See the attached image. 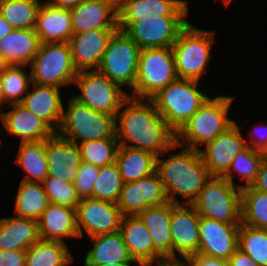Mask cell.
Instances as JSON below:
<instances>
[{"label": "cell", "mask_w": 267, "mask_h": 266, "mask_svg": "<svg viewBox=\"0 0 267 266\" xmlns=\"http://www.w3.org/2000/svg\"><path fill=\"white\" fill-rule=\"evenodd\" d=\"M40 239L38 220L31 218L0 219V250H27Z\"/></svg>", "instance_id": "obj_29"}, {"label": "cell", "mask_w": 267, "mask_h": 266, "mask_svg": "<svg viewBox=\"0 0 267 266\" xmlns=\"http://www.w3.org/2000/svg\"><path fill=\"white\" fill-rule=\"evenodd\" d=\"M197 84L198 81L177 79L150 98L176 133L209 99L197 90Z\"/></svg>", "instance_id": "obj_4"}, {"label": "cell", "mask_w": 267, "mask_h": 266, "mask_svg": "<svg viewBox=\"0 0 267 266\" xmlns=\"http://www.w3.org/2000/svg\"><path fill=\"white\" fill-rule=\"evenodd\" d=\"M183 205L171 203L169 230L173 240V261H184L199 250L200 216L192 204ZM176 252L182 258L178 259Z\"/></svg>", "instance_id": "obj_15"}, {"label": "cell", "mask_w": 267, "mask_h": 266, "mask_svg": "<svg viewBox=\"0 0 267 266\" xmlns=\"http://www.w3.org/2000/svg\"><path fill=\"white\" fill-rule=\"evenodd\" d=\"M49 203L77 208L80 202L73 182L47 176L42 182Z\"/></svg>", "instance_id": "obj_42"}, {"label": "cell", "mask_w": 267, "mask_h": 266, "mask_svg": "<svg viewBox=\"0 0 267 266\" xmlns=\"http://www.w3.org/2000/svg\"><path fill=\"white\" fill-rule=\"evenodd\" d=\"M9 66V64L5 61V59L0 55V75L3 71Z\"/></svg>", "instance_id": "obj_54"}, {"label": "cell", "mask_w": 267, "mask_h": 266, "mask_svg": "<svg viewBox=\"0 0 267 266\" xmlns=\"http://www.w3.org/2000/svg\"><path fill=\"white\" fill-rule=\"evenodd\" d=\"M229 266H258V264L241 249H237L228 259Z\"/></svg>", "instance_id": "obj_47"}, {"label": "cell", "mask_w": 267, "mask_h": 266, "mask_svg": "<svg viewBox=\"0 0 267 266\" xmlns=\"http://www.w3.org/2000/svg\"><path fill=\"white\" fill-rule=\"evenodd\" d=\"M138 216L150 232L154 248L167 261H173V240L169 230L171 202L149 207Z\"/></svg>", "instance_id": "obj_28"}, {"label": "cell", "mask_w": 267, "mask_h": 266, "mask_svg": "<svg viewBox=\"0 0 267 266\" xmlns=\"http://www.w3.org/2000/svg\"><path fill=\"white\" fill-rule=\"evenodd\" d=\"M72 261L67 245L60 241L39 239L26 250V266H65Z\"/></svg>", "instance_id": "obj_34"}, {"label": "cell", "mask_w": 267, "mask_h": 266, "mask_svg": "<svg viewBox=\"0 0 267 266\" xmlns=\"http://www.w3.org/2000/svg\"><path fill=\"white\" fill-rule=\"evenodd\" d=\"M13 27L0 15V40L9 35Z\"/></svg>", "instance_id": "obj_50"}, {"label": "cell", "mask_w": 267, "mask_h": 266, "mask_svg": "<svg viewBox=\"0 0 267 266\" xmlns=\"http://www.w3.org/2000/svg\"><path fill=\"white\" fill-rule=\"evenodd\" d=\"M123 185L124 182L115 162L100 167L99 174L94 183L92 198L117 203Z\"/></svg>", "instance_id": "obj_38"}, {"label": "cell", "mask_w": 267, "mask_h": 266, "mask_svg": "<svg viewBox=\"0 0 267 266\" xmlns=\"http://www.w3.org/2000/svg\"><path fill=\"white\" fill-rule=\"evenodd\" d=\"M45 152L48 162V175L63 181L74 182L82 163L78 144L54 133L45 140Z\"/></svg>", "instance_id": "obj_19"}, {"label": "cell", "mask_w": 267, "mask_h": 266, "mask_svg": "<svg viewBox=\"0 0 267 266\" xmlns=\"http://www.w3.org/2000/svg\"><path fill=\"white\" fill-rule=\"evenodd\" d=\"M40 5L39 0H0V15L13 29H33Z\"/></svg>", "instance_id": "obj_36"}, {"label": "cell", "mask_w": 267, "mask_h": 266, "mask_svg": "<svg viewBox=\"0 0 267 266\" xmlns=\"http://www.w3.org/2000/svg\"><path fill=\"white\" fill-rule=\"evenodd\" d=\"M158 173L142 177L123 185L117 206L123 216H137L145 209L168 203Z\"/></svg>", "instance_id": "obj_14"}, {"label": "cell", "mask_w": 267, "mask_h": 266, "mask_svg": "<svg viewBox=\"0 0 267 266\" xmlns=\"http://www.w3.org/2000/svg\"><path fill=\"white\" fill-rule=\"evenodd\" d=\"M31 81L37 85L60 87L73 83L77 76L68 42L40 43L30 63Z\"/></svg>", "instance_id": "obj_9"}, {"label": "cell", "mask_w": 267, "mask_h": 266, "mask_svg": "<svg viewBox=\"0 0 267 266\" xmlns=\"http://www.w3.org/2000/svg\"><path fill=\"white\" fill-rule=\"evenodd\" d=\"M235 122L231 127L208 142L206 149H199L201 157L212 177H223L229 170L237 153L245 150L248 145Z\"/></svg>", "instance_id": "obj_16"}, {"label": "cell", "mask_w": 267, "mask_h": 266, "mask_svg": "<svg viewBox=\"0 0 267 266\" xmlns=\"http://www.w3.org/2000/svg\"><path fill=\"white\" fill-rule=\"evenodd\" d=\"M224 1V3L227 5V4H229L232 0H223Z\"/></svg>", "instance_id": "obj_56"}, {"label": "cell", "mask_w": 267, "mask_h": 266, "mask_svg": "<svg viewBox=\"0 0 267 266\" xmlns=\"http://www.w3.org/2000/svg\"><path fill=\"white\" fill-rule=\"evenodd\" d=\"M156 266H187V264L184 261H164Z\"/></svg>", "instance_id": "obj_52"}, {"label": "cell", "mask_w": 267, "mask_h": 266, "mask_svg": "<svg viewBox=\"0 0 267 266\" xmlns=\"http://www.w3.org/2000/svg\"><path fill=\"white\" fill-rule=\"evenodd\" d=\"M214 32L198 29L190 23L172 45L178 79L200 80L211 59Z\"/></svg>", "instance_id": "obj_7"}, {"label": "cell", "mask_w": 267, "mask_h": 266, "mask_svg": "<svg viewBox=\"0 0 267 266\" xmlns=\"http://www.w3.org/2000/svg\"><path fill=\"white\" fill-rule=\"evenodd\" d=\"M232 100L221 95L209 98L176 133V142L182 146V140H187L188 148L198 150L199 144L213 141L235 123L227 117Z\"/></svg>", "instance_id": "obj_3"}, {"label": "cell", "mask_w": 267, "mask_h": 266, "mask_svg": "<svg viewBox=\"0 0 267 266\" xmlns=\"http://www.w3.org/2000/svg\"><path fill=\"white\" fill-rule=\"evenodd\" d=\"M31 84L34 87L33 91H31V89L28 90L20 104L37 115L57 133L62 123L64 110L59 88L55 86Z\"/></svg>", "instance_id": "obj_21"}, {"label": "cell", "mask_w": 267, "mask_h": 266, "mask_svg": "<svg viewBox=\"0 0 267 266\" xmlns=\"http://www.w3.org/2000/svg\"><path fill=\"white\" fill-rule=\"evenodd\" d=\"M82 1L84 0H48L47 3L58 8L71 10L73 7L78 6Z\"/></svg>", "instance_id": "obj_49"}, {"label": "cell", "mask_w": 267, "mask_h": 266, "mask_svg": "<svg viewBox=\"0 0 267 266\" xmlns=\"http://www.w3.org/2000/svg\"><path fill=\"white\" fill-rule=\"evenodd\" d=\"M12 110L0 113V119L8 133L21 138V142L41 141L55 132L37 115L22 104H10Z\"/></svg>", "instance_id": "obj_22"}, {"label": "cell", "mask_w": 267, "mask_h": 266, "mask_svg": "<svg viewBox=\"0 0 267 266\" xmlns=\"http://www.w3.org/2000/svg\"><path fill=\"white\" fill-rule=\"evenodd\" d=\"M131 262H122V263H108L105 265H85V266H131Z\"/></svg>", "instance_id": "obj_53"}, {"label": "cell", "mask_w": 267, "mask_h": 266, "mask_svg": "<svg viewBox=\"0 0 267 266\" xmlns=\"http://www.w3.org/2000/svg\"><path fill=\"white\" fill-rule=\"evenodd\" d=\"M147 104L145 99L129 97L126 100L128 107L117 112L115 121H119L120 126L116 124L115 130L119 145L149 151L156 156L170 153L169 149L180 146L176 142V132L167 124L150 99ZM129 141L130 145L127 144Z\"/></svg>", "instance_id": "obj_1"}, {"label": "cell", "mask_w": 267, "mask_h": 266, "mask_svg": "<svg viewBox=\"0 0 267 266\" xmlns=\"http://www.w3.org/2000/svg\"><path fill=\"white\" fill-rule=\"evenodd\" d=\"M76 217L79 236L84 230L90 238L119 231L123 215L116 203L89 197L80 199Z\"/></svg>", "instance_id": "obj_13"}, {"label": "cell", "mask_w": 267, "mask_h": 266, "mask_svg": "<svg viewBox=\"0 0 267 266\" xmlns=\"http://www.w3.org/2000/svg\"><path fill=\"white\" fill-rule=\"evenodd\" d=\"M240 225L200 216L198 253L228 260L238 249Z\"/></svg>", "instance_id": "obj_17"}, {"label": "cell", "mask_w": 267, "mask_h": 266, "mask_svg": "<svg viewBox=\"0 0 267 266\" xmlns=\"http://www.w3.org/2000/svg\"><path fill=\"white\" fill-rule=\"evenodd\" d=\"M48 204L49 200L42 183L21 180L15 199L17 217L38 220Z\"/></svg>", "instance_id": "obj_32"}, {"label": "cell", "mask_w": 267, "mask_h": 266, "mask_svg": "<svg viewBox=\"0 0 267 266\" xmlns=\"http://www.w3.org/2000/svg\"><path fill=\"white\" fill-rule=\"evenodd\" d=\"M1 92L5 102L10 104L21 103L25 92H28L31 76H27L21 66H8L0 75Z\"/></svg>", "instance_id": "obj_40"}, {"label": "cell", "mask_w": 267, "mask_h": 266, "mask_svg": "<svg viewBox=\"0 0 267 266\" xmlns=\"http://www.w3.org/2000/svg\"><path fill=\"white\" fill-rule=\"evenodd\" d=\"M185 0H126L118 14V29L124 30L131 22L148 15L187 16Z\"/></svg>", "instance_id": "obj_23"}, {"label": "cell", "mask_w": 267, "mask_h": 266, "mask_svg": "<svg viewBox=\"0 0 267 266\" xmlns=\"http://www.w3.org/2000/svg\"><path fill=\"white\" fill-rule=\"evenodd\" d=\"M40 239L64 242V237H80L76 209L49 203L38 219Z\"/></svg>", "instance_id": "obj_25"}, {"label": "cell", "mask_w": 267, "mask_h": 266, "mask_svg": "<svg viewBox=\"0 0 267 266\" xmlns=\"http://www.w3.org/2000/svg\"><path fill=\"white\" fill-rule=\"evenodd\" d=\"M73 33L94 29H118V14L100 0H84L70 10Z\"/></svg>", "instance_id": "obj_26"}, {"label": "cell", "mask_w": 267, "mask_h": 266, "mask_svg": "<svg viewBox=\"0 0 267 266\" xmlns=\"http://www.w3.org/2000/svg\"><path fill=\"white\" fill-rule=\"evenodd\" d=\"M186 16H153L131 22L123 31L140 49L172 47L189 24Z\"/></svg>", "instance_id": "obj_12"}, {"label": "cell", "mask_w": 267, "mask_h": 266, "mask_svg": "<svg viewBox=\"0 0 267 266\" xmlns=\"http://www.w3.org/2000/svg\"><path fill=\"white\" fill-rule=\"evenodd\" d=\"M264 157V153L247 147L242 152L236 154L228 172L223 176V178L234 185L233 174L234 172H237L243 179H245V185L243 188L251 186L256 180L259 166Z\"/></svg>", "instance_id": "obj_41"}, {"label": "cell", "mask_w": 267, "mask_h": 266, "mask_svg": "<svg viewBox=\"0 0 267 266\" xmlns=\"http://www.w3.org/2000/svg\"><path fill=\"white\" fill-rule=\"evenodd\" d=\"M156 172L163 184L169 202L179 204L175 194L186 199L182 204H192L212 175L206 167L199 149L185 146L166 160L156 158Z\"/></svg>", "instance_id": "obj_2"}, {"label": "cell", "mask_w": 267, "mask_h": 266, "mask_svg": "<svg viewBox=\"0 0 267 266\" xmlns=\"http://www.w3.org/2000/svg\"><path fill=\"white\" fill-rule=\"evenodd\" d=\"M223 177H211L192 203L199 216L224 222L241 224V189Z\"/></svg>", "instance_id": "obj_6"}, {"label": "cell", "mask_w": 267, "mask_h": 266, "mask_svg": "<svg viewBox=\"0 0 267 266\" xmlns=\"http://www.w3.org/2000/svg\"><path fill=\"white\" fill-rule=\"evenodd\" d=\"M100 167L87 162H82L73 182L78 196L81 198H92L94 183L99 174Z\"/></svg>", "instance_id": "obj_43"}, {"label": "cell", "mask_w": 267, "mask_h": 266, "mask_svg": "<svg viewBox=\"0 0 267 266\" xmlns=\"http://www.w3.org/2000/svg\"><path fill=\"white\" fill-rule=\"evenodd\" d=\"M260 131H258V132H260ZM252 132H253V136L251 137V140H249V142L247 141L248 147H250L251 149H254L255 151L262 152V153L266 154L267 153V133L266 134H263V133L259 134V133L255 132V129ZM254 133H257V134H254Z\"/></svg>", "instance_id": "obj_48"}, {"label": "cell", "mask_w": 267, "mask_h": 266, "mask_svg": "<svg viewBox=\"0 0 267 266\" xmlns=\"http://www.w3.org/2000/svg\"><path fill=\"white\" fill-rule=\"evenodd\" d=\"M39 37L33 29H13L0 40V55L11 65L26 66L38 52Z\"/></svg>", "instance_id": "obj_27"}, {"label": "cell", "mask_w": 267, "mask_h": 266, "mask_svg": "<svg viewBox=\"0 0 267 266\" xmlns=\"http://www.w3.org/2000/svg\"><path fill=\"white\" fill-rule=\"evenodd\" d=\"M118 29H94L73 33L68 43L74 68L79 71L99 68L112 35Z\"/></svg>", "instance_id": "obj_18"}, {"label": "cell", "mask_w": 267, "mask_h": 266, "mask_svg": "<svg viewBox=\"0 0 267 266\" xmlns=\"http://www.w3.org/2000/svg\"><path fill=\"white\" fill-rule=\"evenodd\" d=\"M35 31L40 43L68 42L73 35L70 10L47 2L41 4L37 12Z\"/></svg>", "instance_id": "obj_24"}, {"label": "cell", "mask_w": 267, "mask_h": 266, "mask_svg": "<svg viewBox=\"0 0 267 266\" xmlns=\"http://www.w3.org/2000/svg\"><path fill=\"white\" fill-rule=\"evenodd\" d=\"M68 110H63V118L58 134L79 144L107 138H116V117L97 112L73 97L68 102Z\"/></svg>", "instance_id": "obj_5"}, {"label": "cell", "mask_w": 267, "mask_h": 266, "mask_svg": "<svg viewBox=\"0 0 267 266\" xmlns=\"http://www.w3.org/2000/svg\"><path fill=\"white\" fill-rule=\"evenodd\" d=\"M254 189L267 192V157L265 156L259 166L256 180L251 185Z\"/></svg>", "instance_id": "obj_46"}, {"label": "cell", "mask_w": 267, "mask_h": 266, "mask_svg": "<svg viewBox=\"0 0 267 266\" xmlns=\"http://www.w3.org/2000/svg\"><path fill=\"white\" fill-rule=\"evenodd\" d=\"M177 79L172 47L141 49L134 94L130 97L148 100Z\"/></svg>", "instance_id": "obj_8"}, {"label": "cell", "mask_w": 267, "mask_h": 266, "mask_svg": "<svg viewBox=\"0 0 267 266\" xmlns=\"http://www.w3.org/2000/svg\"><path fill=\"white\" fill-rule=\"evenodd\" d=\"M119 231L130 256L139 266H151L155 259H158L156 265L167 261L154 248L150 232L138 215L123 216Z\"/></svg>", "instance_id": "obj_20"}, {"label": "cell", "mask_w": 267, "mask_h": 266, "mask_svg": "<svg viewBox=\"0 0 267 266\" xmlns=\"http://www.w3.org/2000/svg\"><path fill=\"white\" fill-rule=\"evenodd\" d=\"M156 158L149 151L119 145L115 163L125 184L154 173Z\"/></svg>", "instance_id": "obj_31"}, {"label": "cell", "mask_w": 267, "mask_h": 266, "mask_svg": "<svg viewBox=\"0 0 267 266\" xmlns=\"http://www.w3.org/2000/svg\"><path fill=\"white\" fill-rule=\"evenodd\" d=\"M187 266H229L228 260L197 253L185 259Z\"/></svg>", "instance_id": "obj_45"}, {"label": "cell", "mask_w": 267, "mask_h": 266, "mask_svg": "<svg viewBox=\"0 0 267 266\" xmlns=\"http://www.w3.org/2000/svg\"><path fill=\"white\" fill-rule=\"evenodd\" d=\"M93 248L88 251L84 265L135 262L130 256L120 231L90 237Z\"/></svg>", "instance_id": "obj_30"}, {"label": "cell", "mask_w": 267, "mask_h": 266, "mask_svg": "<svg viewBox=\"0 0 267 266\" xmlns=\"http://www.w3.org/2000/svg\"><path fill=\"white\" fill-rule=\"evenodd\" d=\"M241 223L267 230V192L252 186L241 189Z\"/></svg>", "instance_id": "obj_35"}, {"label": "cell", "mask_w": 267, "mask_h": 266, "mask_svg": "<svg viewBox=\"0 0 267 266\" xmlns=\"http://www.w3.org/2000/svg\"><path fill=\"white\" fill-rule=\"evenodd\" d=\"M105 4H108L112 9H114L117 13L122 9L126 0H100Z\"/></svg>", "instance_id": "obj_51"}, {"label": "cell", "mask_w": 267, "mask_h": 266, "mask_svg": "<svg viewBox=\"0 0 267 266\" xmlns=\"http://www.w3.org/2000/svg\"><path fill=\"white\" fill-rule=\"evenodd\" d=\"M73 83L81 90V95L73 97L74 99L97 112L115 117L130 97L121 86L96 69L79 71Z\"/></svg>", "instance_id": "obj_10"}, {"label": "cell", "mask_w": 267, "mask_h": 266, "mask_svg": "<svg viewBox=\"0 0 267 266\" xmlns=\"http://www.w3.org/2000/svg\"><path fill=\"white\" fill-rule=\"evenodd\" d=\"M78 146L82 162L104 167L115 162L119 142L117 138H107L79 143Z\"/></svg>", "instance_id": "obj_39"}, {"label": "cell", "mask_w": 267, "mask_h": 266, "mask_svg": "<svg viewBox=\"0 0 267 266\" xmlns=\"http://www.w3.org/2000/svg\"><path fill=\"white\" fill-rule=\"evenodd\" d=\"M3 103H4V100H3V97H2L1 83H0V106L3 105Z\"/></svg>", "instance_id": "obj_55"}, {"label": "cell", "mask_w": 267, "mask_h": 266, "mask_svg": "<svg viewBox=\"0 0 267 266\" xmlns=\"http://www.w3.org/2000/svg\"><path fill=\"white\" fill-rule=\"evenodd\" d=\"M140 48L124 31L117 30L111 37L97 69L119 86L134 90Z\"/></svg>", "instance_id": "obj_11"}, {"label": "cell", "mask_w": 267, "mask_h": 266, "mask_svg": "<svg viewBox=\"0 0 267 266\" xmlns=\"http://www.w3.org/2000/svg\"><path fill=\"white\" fill-rule=\"evenodd\" d=\"M16 163L28 173L22 180L42 183L48 176L45 140L21 142Z\"/></svg>", "instance_id": "obj_33"}, {"label": "cell", "mask_w": 267, "mask_h": 266, "mask_svg": "<svg viewBox=\"0 0 267 266\" xmlns=\"http://www.w3.org/2000/svg\"><path fill=\"white\" fill-rule=\"evenodd\" d=\"M238 248L248 254L258 266H267V230L241 223Z\"/></svg>", "instance_id": "obj_37"}, {"label": "cell", "mask_w": 267, "mask_h": 266, "mask_svg": "<svg viewBox=\"0 0 267 266\" xmlns=\"http://www.w3.org/2000/svg\"><path fill=\"white\" fill-rule=\"evenodd\" d=\"M0 266H26V250H0Z\"/></svg>", "instance_id": "obj_44"}]
</instances>
